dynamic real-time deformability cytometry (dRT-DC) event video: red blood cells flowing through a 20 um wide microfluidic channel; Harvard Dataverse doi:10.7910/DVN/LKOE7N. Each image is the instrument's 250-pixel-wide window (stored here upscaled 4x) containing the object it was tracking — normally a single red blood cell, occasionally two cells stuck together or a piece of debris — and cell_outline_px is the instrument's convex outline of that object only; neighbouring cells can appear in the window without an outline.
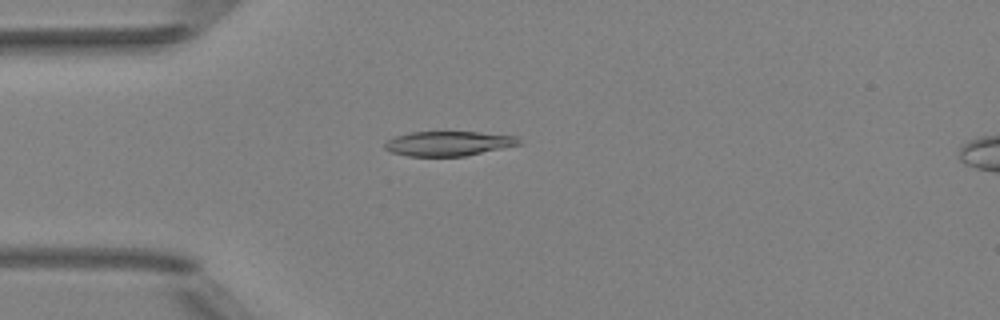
{"species": "Egyptian fruit bat (a non-hibernating species)", "species_latin": "Rousettus aegyptiacus", "temperature_condition": "room temperature", "stored_images_in_passage": 51, "camera_frame_rate_fps": 3000, "um_per_image_px": 0.085, "animal": {"sex": "female"}, "frame": {"image": 1, "passage_image": 14, "time_ms": 4.333, "image_size_px": [1000, 320], "cell_outline_px": [[520, 144], [464, 156], [408, 156], [392, 152], [384, 148], [384, 144], [388, 140], [396, 136], [412, 132], [480, 132], [516, 136], [520, 140]], "centroid_in_image_um": [38.1, 12.19], "position_along_channel_um": 46.9, "area_um2": 19.02}}
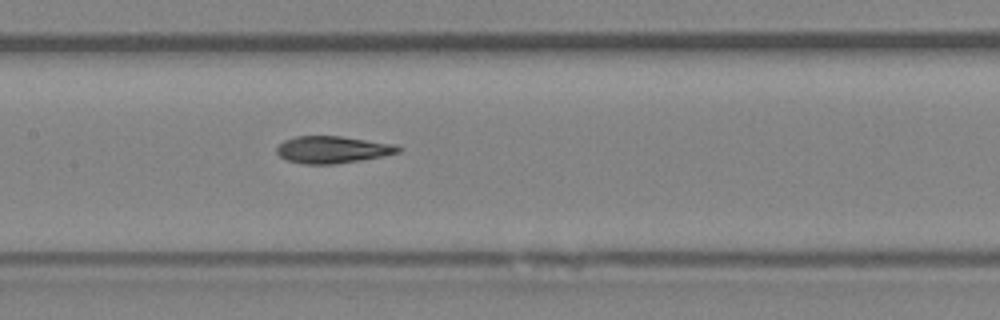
{"frame": {"image": 2, "passage_image": 25, "time_ms": 8.0, "image_size_px": [1000, 320], "cell_outline_px": [[400, 152], [384, 156], [336, 164], [304, 164], [288, 160], [280, 156], [276, 152], [276, 148], [284, 140], [296, 136], [340, 136], [396, 144], [400, 148]], "centroid_in_image_um": [28.27, 12.72], "position_along_channel_um": 179.1, "area_um2": 19.13}}
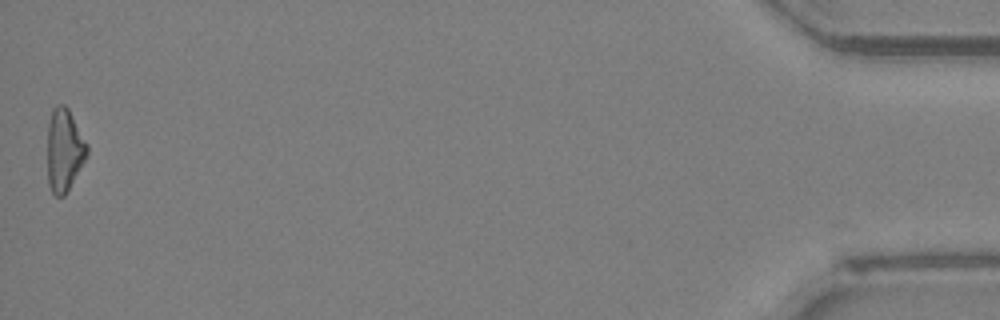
{"frame": {"image": 3, "passage_image": 51, "time_ms": 16.667, "image_size_px": [1000, 320], "cell_outline_px": [[88, 156], [64, 196], [56, 196], [52, 192], [48, 184], [48, 124], [52, 108], [56, 104], [64, 104], [68, 108], [88, 144]], "centroid_in_image_um": [5.47, 12.74], "position_along_channel_um": 429.7, "area_um2": 19.19}, "authors_computed_cell_mechanics": {"area_um2": 19.2474, "velocity_mm_per_s": 4.0264, "shape_relaxation_time_tau1_ms": 6.4459, "shape_relaxation_time_tau2_ms": 2.0066, "deformation_change_tau1": 0.1984, "deformation_change_tau2": 0.1009}}